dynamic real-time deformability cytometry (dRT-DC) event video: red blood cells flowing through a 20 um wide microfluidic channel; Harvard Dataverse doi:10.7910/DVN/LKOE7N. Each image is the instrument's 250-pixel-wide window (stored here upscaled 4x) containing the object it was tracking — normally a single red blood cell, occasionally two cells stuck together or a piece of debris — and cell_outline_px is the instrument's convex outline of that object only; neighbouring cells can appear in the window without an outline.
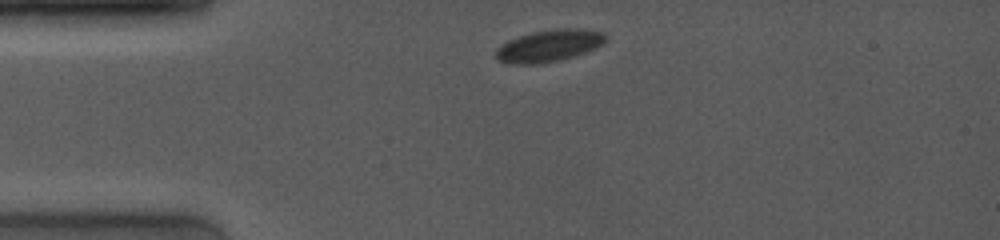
{"species": "common noctule bat (a hibernating species)", "species_latin": "Nyctalus noctula", "temperature_condition": "room temperature", "stored_images_in_passage": 5, "camera_frame_rate_fps": 4000, "um_per_image_px": 0.085, "animal": {"sex": "female", "body_mass_g": 19.0, "forearm_length_mm": 53.3}, "frame": {"image": 1, "passage_image": 1, "time_ms": 0.0, "image_size_px": [1000, 240], "cell_outline_px": [[604, 40], [596, 48], [560, 60], [536, 64], [512, 64], [496, 60], [496, 48], [500, 44], [516, 36], [532, 32], [552, 28], [580, 28], [604, 32]], "centroid_in_image_um": [46.6, 3.87], "position_along_channel_um": 38.4, "area_um2": 20.52}}